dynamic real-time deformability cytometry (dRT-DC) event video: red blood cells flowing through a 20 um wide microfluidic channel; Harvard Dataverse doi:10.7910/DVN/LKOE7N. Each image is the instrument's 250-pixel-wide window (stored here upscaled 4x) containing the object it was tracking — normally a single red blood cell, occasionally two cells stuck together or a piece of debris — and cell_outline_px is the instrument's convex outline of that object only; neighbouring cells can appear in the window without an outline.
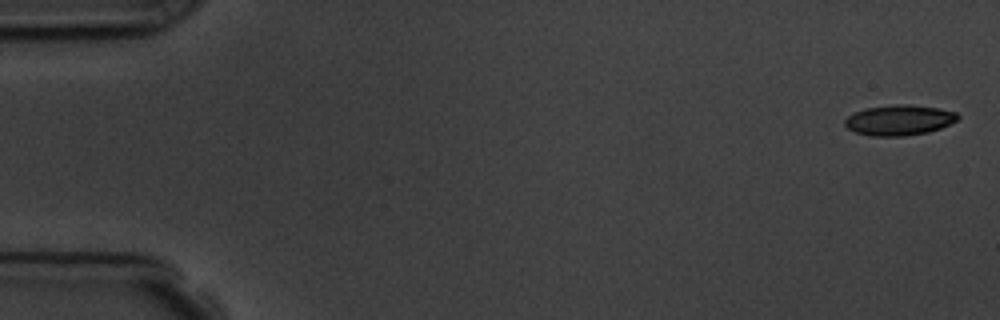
{"species": "common noctule bat (a hibernating species)", "species_latin": "Nyctalus noctula", "temperature_condition": "room temperature", "stored_images_in_passage": 7, "camera_frame_rate_fps": 3000, "um_per_image_px": 0.085, "animal": {"sex": "male", "body_mass_g": 19.5, "forearm_length_mm": 54.6}, "frame": {"image": 1, "passage_image": 1, "time_ms": 0.0, "image_size_px": [1000, 320], "cell_outline_px": [[960, 116], [956, 120], [940, 128], [928, 132], [904, 136], [872, 136], [856, 132], [848, 128], [844, 124], [844, 120], [848, 116], [864, 108], [896, 104], [904, 104], [936, 108], [956, 112]], "centroid_in_image_um": [76.41, 10.21], "position_along_channel_um": 8.6, "area_um2": 19.77}}
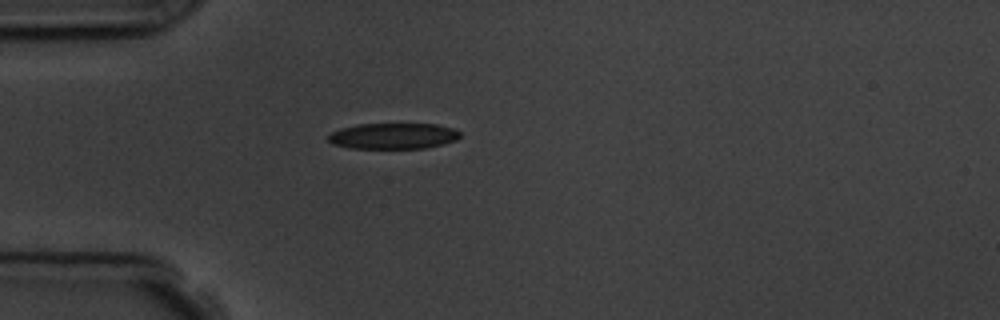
{"frame": {"image": 2, "passage_image": 5, "time_ms": 4.667, "image_size_px": [1000, 320], "cell_outline_px": [[460, 136], [456, 140], [444, 144], [424, 148], [348, 148], [332, 144], [328, 140], [328, 136], [332, 132], [340, 128], [356, 124], [436, 124], [452, 128], [460, 132]], "centroid_in_image_um": [33.4, 11.56], "position_along_channel_um": 51.6, "area_um2": 19.94}}